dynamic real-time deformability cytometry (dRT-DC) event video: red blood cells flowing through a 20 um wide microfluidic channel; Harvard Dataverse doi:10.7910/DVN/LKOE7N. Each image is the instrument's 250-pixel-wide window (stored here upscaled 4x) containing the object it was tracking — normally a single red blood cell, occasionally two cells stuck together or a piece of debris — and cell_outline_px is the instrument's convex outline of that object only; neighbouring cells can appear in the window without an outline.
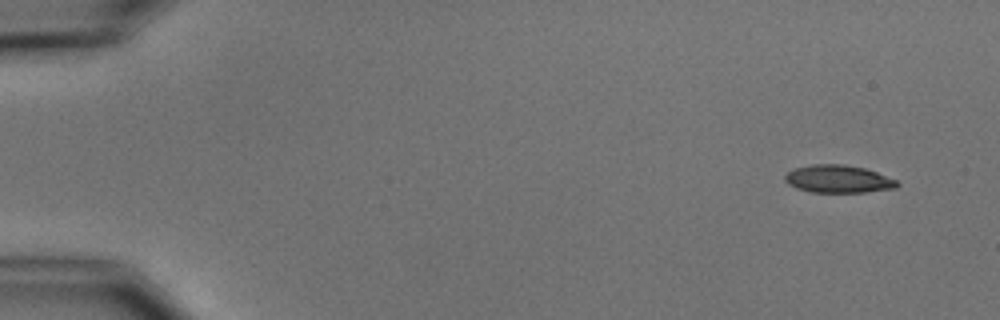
{"species": "common noctule bat (a hibernating species)", "species_latin": "Nyctalus noctula", "temperature_condition": "cold", "stored_images_in_passage": 6, "camera_frame_rate_fps": 3000, "um_per_image_px": 0.085, "animal": {"sex": "male", "body_mass_g": 15.6}, "frame": {"image": 1, "passage_image": 1, "time_ms": 0.0, "image_size_px": [1000, 320], "cell_outline_px": [[900, 184], [896, 188], [864, 192], [812, 192], [796, 188], [788, 184], [784, 180], [784, 176], [792, 168], [812, 164], [844, 164], [864, 168], [876, 172], [896, 180]], "centroid_in_image_um": [71.22, 15.21], "position_along_channel_um": 13.8, "area_um2": 18.15}}
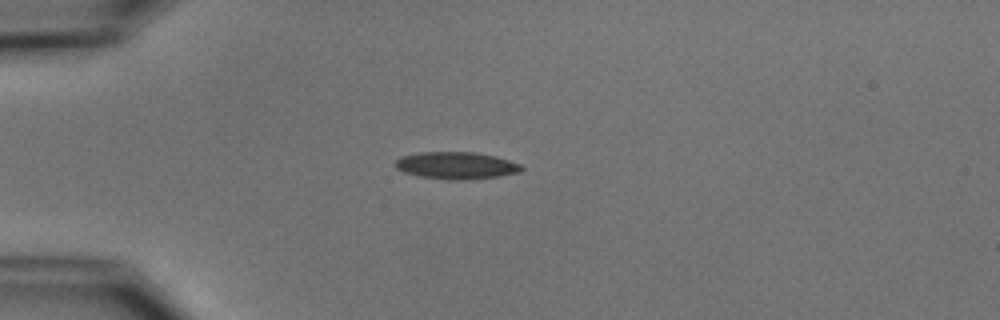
{"frame": {"image": 2, "passage_image": 4, "time_ms": 3.667, "image_size_px": [1000, 320], "cell_outline_px": [[524, 168], [520, 172], [496, 176], [460, 180], [448, 180], [420, 176], [404, 172], [396, 168], [392, 164], [400, 156], [420, 152], [476, 152], [496, 156], [520, 164]], "centroid_in_image_um": [38.74, 14.05], "position_along_channel_um": 46.3, "area_um2": 19.94}}